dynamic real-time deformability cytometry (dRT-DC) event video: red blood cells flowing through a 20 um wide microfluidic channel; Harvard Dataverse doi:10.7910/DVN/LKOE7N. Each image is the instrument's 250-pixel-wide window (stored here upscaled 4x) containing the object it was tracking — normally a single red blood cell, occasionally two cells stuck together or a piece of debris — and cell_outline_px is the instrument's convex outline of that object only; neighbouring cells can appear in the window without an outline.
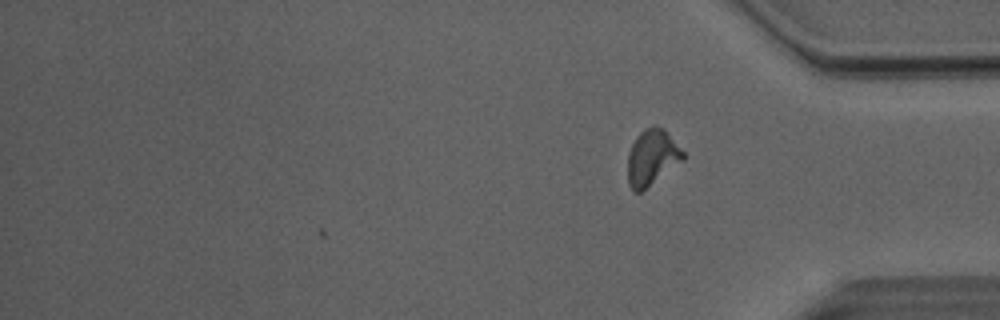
{"species": "Egyptian fruit bat (a non-hibernating species)", "species_latin": "Rousettus aegyptiacus", "temperature_condition": "room temperature", "stored_images_in_passage": 28, "camera_frame_rate_fps": 3000, "um_per_image_px": 0.085, "animal": {"sex": "male"}, "frame": {"image": 1, "passage_image": 28, "time_ms": 9.0, "image_size_px": [1000, 320], "cell_outline_px": [[684, 160], [640, 192], [632, 192], [628, 184], [628, 152], [636, 136], [644, 128], [664, 128], [684, 152]], "centroid_in_image_um": [55.4, 13.4], "position_along_channel_um": 379.8, "area_um2": 17.8}, "authors_computed_cell_mechanics": {"area_um2": 17.2244, "velocity_mm_per_s": 4.0538, "shape_relaxation_time_tau1_ms": 4.9393, "shape_relaxation_time_tau2_ms": 1.6593, "deformation_change_tau1": 0.1708, "deformation_change_tau2": 0.0981}}